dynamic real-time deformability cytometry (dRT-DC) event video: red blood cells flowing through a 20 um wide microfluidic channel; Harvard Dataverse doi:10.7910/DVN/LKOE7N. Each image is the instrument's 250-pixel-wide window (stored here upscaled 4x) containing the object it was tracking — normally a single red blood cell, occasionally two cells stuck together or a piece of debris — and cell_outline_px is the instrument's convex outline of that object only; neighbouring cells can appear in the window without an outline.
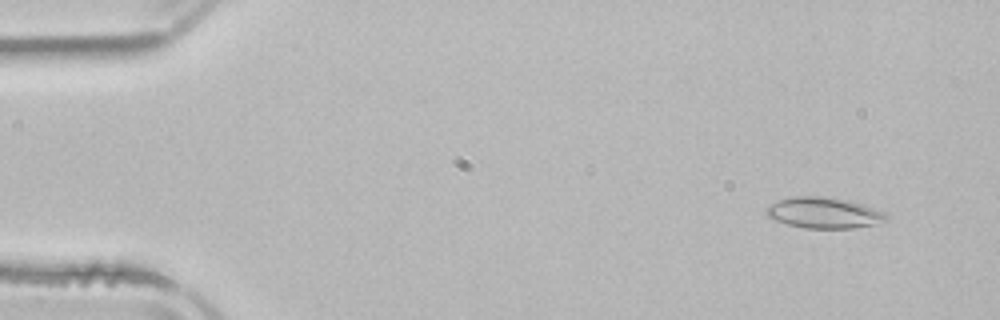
{"species": "common noctule bat (a hibernating species)", "species_latin": "Nyctalus noctula", "temperature_condition": "room temperature", "stored_images_in_passage": 4, "camera_frame_rate_fps": 3000, "um_per_image_px": 0.085, "animal": {"sex": "male", "body_mass_g": 21.5, "forearm_length_mm": 52.0}, "frame": {"image": 1, "passage_image": 1, "time_ms": 0.0, "image_size_px": [1000, 320], "cell_outline_px": [[888, 220], [876, 224], [852, 228], [804, 228], [788, 224], [776, 220], [768, 216], [764, 212], [764, 208], [768, 204], [792, 196], [824, 196], [848, 200], [884, 212], [888, 216]], "centroid_in_image_um": [69.99, 18.08], "position_along_channel_um": 15.0, "area_um2": 21.62}}